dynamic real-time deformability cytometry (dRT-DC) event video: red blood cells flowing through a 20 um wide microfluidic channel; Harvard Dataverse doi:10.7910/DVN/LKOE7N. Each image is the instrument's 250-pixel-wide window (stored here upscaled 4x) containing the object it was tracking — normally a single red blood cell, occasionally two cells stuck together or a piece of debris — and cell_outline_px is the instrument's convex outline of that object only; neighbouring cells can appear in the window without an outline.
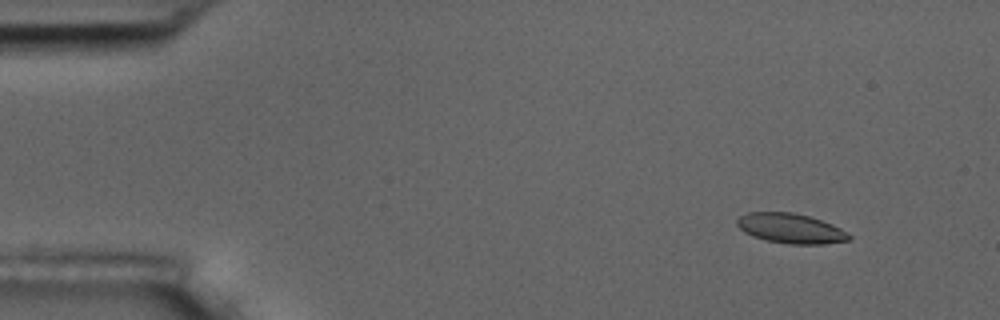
{"species": "common noctule bat (a hibernating species)", "species_latin": "Nyctalus noctula", "temperature_condition": "room temperature", "stored_images_in_passage": 5, "camera_frame_rate_fps": 3000, "um_per_image_px": 0.085, "animal": {"sex": "male", "body_mass_g": 17.5, "forearm_length_mm": 52.3}, "frame": {"image": 1, "passage_image": 2, "time_ms": 1.0, "image_size_px": [1000, 320], "cell_outline_px": [[852, 236], [848, 240], [824, 244], [788, 244], [768, 240], [752, 236], [744, 232], [736, 224], [736, 220], [740, 216], [748, 212], [792, 212], [808, 216], [832, 224], [840, 228]], "centroid_in_image_um": [67.19, 19.41], "position_along_channel_um": 17.8, "area_um2": 19.36}}
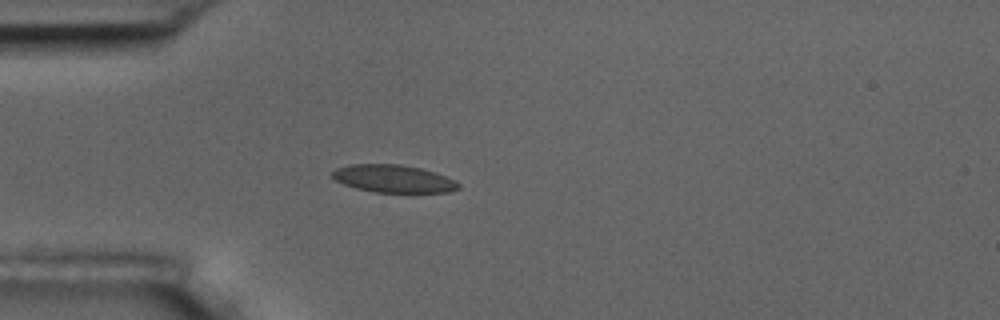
{"frame": {"image": 2, "passage_image": 5, "time_ms": 4.333, "image_size_px": [1000, 320], "cell_outline_px": [[460, 188], [448, 192], [376, 192], [356, 188], [344, 184], [336, 180], [332, 176], [332, 172], [336, 168], [348, 164], [400, 164], [420, 168], [456, 180], [460, 184]], "centroid_in_image_um": [33.43, 15.18], "position_along_channel_um": 51.6, "area_um2": 20.17}}